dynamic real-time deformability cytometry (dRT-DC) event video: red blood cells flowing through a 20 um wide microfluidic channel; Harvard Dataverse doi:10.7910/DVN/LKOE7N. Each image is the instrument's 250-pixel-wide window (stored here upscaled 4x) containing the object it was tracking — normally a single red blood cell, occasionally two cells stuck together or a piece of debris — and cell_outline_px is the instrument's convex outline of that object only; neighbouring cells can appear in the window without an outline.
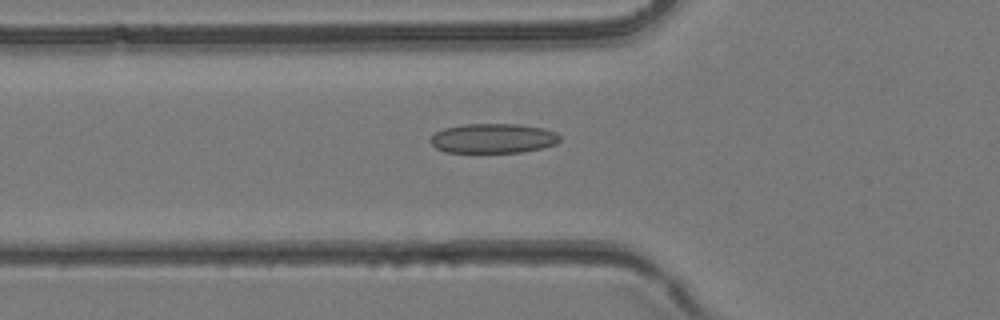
{"species": "common noctule bat (a hibernating species)", "species_latin": "Nyctalus noctula", "temperature_condition": "room temperature", "stored_images_in_passage": 39, "camera_frame_rate_fps": 3000, "um_per_image_px": 0.085, "animal": {"sex": "female", "body_mass_g": 24.6, "forearm_length_mm": 56.2}, "frame": {"image": 1, "passage_image": 14, "time_ms": 4.333, "image_size_px": [1000, 320], "cell_outline_px": [[560, 140], [556, 144], [540, 148], [520, 152], [444, 152], [436, 148], [428, 140], [436, 132], [444, 128], [464, 124], [520, 124], [544, 128], [556, 132], [560, 136]], "centroid_in_image_um": [41.91, 11.75], "position_along_channel_um": 83.9, "area_um2": 22.37}}
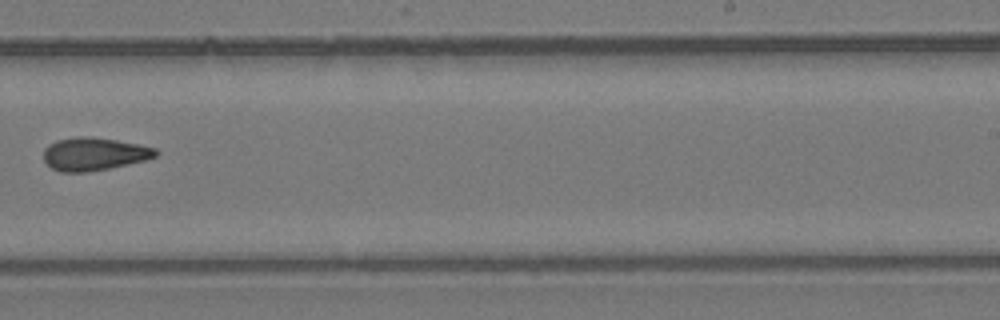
{"frame": {"image": 2, "passage_image": 25, "time_ms": 8.0, "image_size_px": [1000, 320], "cell_outline_px": [[160, 152], [156, 156], [144, 160], [108, 168], [88, 172], [60, 172], [52, 168], [44, 160], [44, 148], [48, 144], [56, 140], [76, 136], [84, 136], [116, 140], [140, 144], [156, 148]], "centroid_in_image_um": [7.98, 13.08], "position_along_channel_um": 281.0, "area_um2": 21.5}}
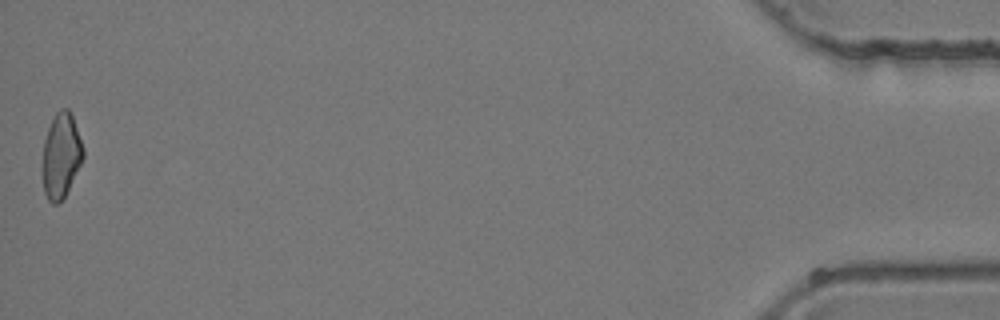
{"frame": {"image": 3, "passage_image": 39, "time_ms": 12.667, "image_size_px": [1000, 320], "cell_outline_px": [[84, 156], [64, 196], [56, 204], [52, 204], [48, 200], [44, 192], [44, 140], [48, 128], [56, 112], [60, 108], [68, 108], [72, 116], [84, 148]], "centroid_in_image_um": [5.2, 13.18], "position_along_channel_um": 430.0, "area_um2": 19.48}}